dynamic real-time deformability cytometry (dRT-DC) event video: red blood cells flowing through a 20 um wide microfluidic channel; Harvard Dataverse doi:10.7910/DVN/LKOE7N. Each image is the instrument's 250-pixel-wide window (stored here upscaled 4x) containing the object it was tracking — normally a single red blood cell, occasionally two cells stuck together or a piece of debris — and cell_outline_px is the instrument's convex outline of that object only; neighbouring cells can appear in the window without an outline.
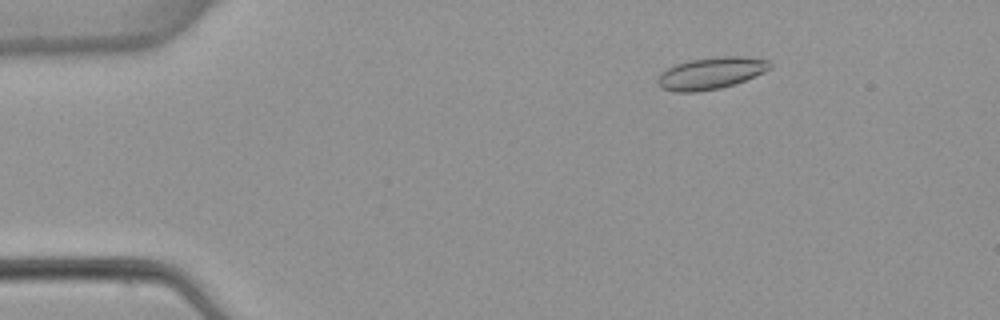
{"species": "common noctule bat (a hibernating species)", "species_latin": "Nyctalus noctula", "temperature_condition": "warm", "stored_images_in_passage": 2, "camera_frame_rate_fps": 3000, "um_per_image_px": 0.085, "animal": {"sex": "female", "body_mass_g": 22.7, "forearm_length_mm": 54.2}, "frame": {"image": 1, "passage_image": 2, "time_ms": 1.333, "image_size_px": [1000, 320], "cell_outline_px": [[772, 68], [764, 72], [736, 84], [720, 88], [696, 92], [676, 92], [660, 88], [656, 80], [660, 72], [676, 64], [688, 60], [716, 56], [744, 56], [768, 60], [772, 64]], "centroid_in_image_um": [60.42, 6.22], "position_along_channel_um": 24.6, "area_um2": 21.15}}